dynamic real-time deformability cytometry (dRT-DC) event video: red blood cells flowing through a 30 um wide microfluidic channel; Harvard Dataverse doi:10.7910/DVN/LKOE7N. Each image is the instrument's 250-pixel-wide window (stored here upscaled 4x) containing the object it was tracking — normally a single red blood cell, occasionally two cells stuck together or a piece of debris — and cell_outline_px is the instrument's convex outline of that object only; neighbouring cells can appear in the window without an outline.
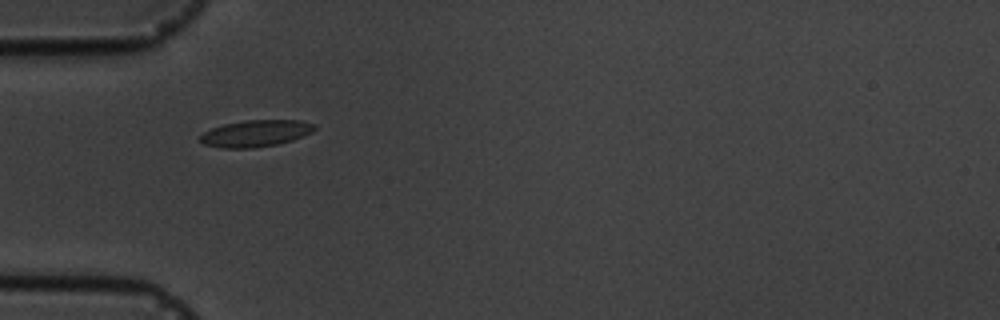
{"species": "common noctule bat (a hibernating species)", "species_latin": "Nyctalus noctula", "temperature_condition": "cold", "stored_images_in_passage": 6, "camera_frame_rate_fps": 3000, "um_per_image_px": 0.085, "animal": {"sex": "male", "body_mass_g": 19.5, "forearm_length_mm": 54.6}, "frame": {"image": 1, "passage_image": 1, "time_ms": 0.0, "image_size_px": [1000, 320], "cell_outline_px": [[316, 128], [312, 132], [292, 140], [276, 144], [252, 148], [220, 148], [204, 144], [200, 140], [200, 136], [204, 132], [212, 128], [224, 124], [244, 120], [300, 120], [316, 124]], "centroid_in_image_um": [21.74, 11.33], "position_along_channel_um": 63.3, "area_um2": 17.74}}
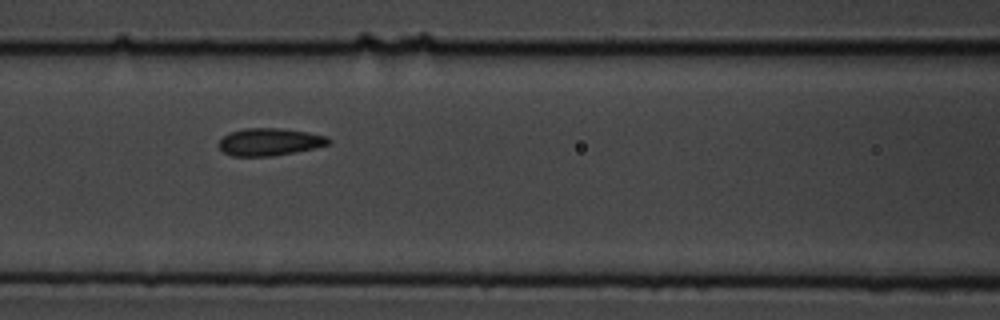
{"frame": {"image": 2, "passage_image": 3, "time_ms": 2.333, "image_size_px": [1000, 320], "cell_outline_px": [[332, 144], [316, 148], [272, 156], [232, 156], [224, 152], [216, 144], [228, 132], [244, 128], [280, 128], [308, 132], [328, 136], [332, 140]], "centroid_in_image_um": [22.95, 12.05], "position_along_channel_um": 143.7, "area_um2": 17.8}}
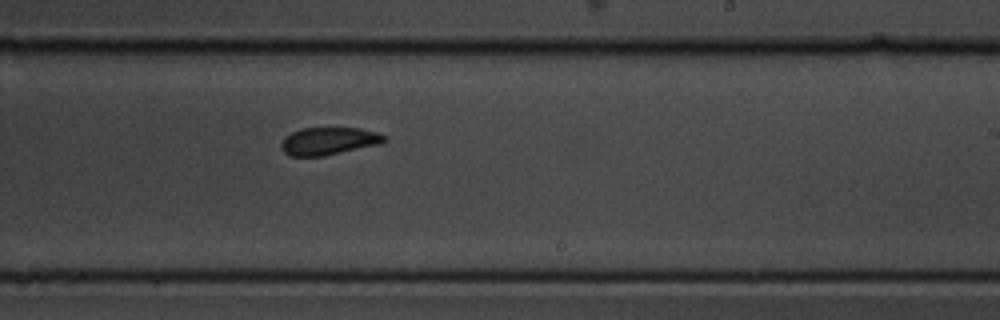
{"frame": {"image": 3, "passage_image": 6, "time_ms": 5.667, "image_size_px": [1000, 320], "cell_outline_px": [[388, 140], [380, 144], [324, 156], [288, 156], [280, 148], [280, 144], [292, 132], [300, 128], [360, 128], [376, 132], [384, 136]], "centroid_in_image_um": [27.94, 12.0], "position_along_channel_um": 261.1, "area_um2": 16.53}}